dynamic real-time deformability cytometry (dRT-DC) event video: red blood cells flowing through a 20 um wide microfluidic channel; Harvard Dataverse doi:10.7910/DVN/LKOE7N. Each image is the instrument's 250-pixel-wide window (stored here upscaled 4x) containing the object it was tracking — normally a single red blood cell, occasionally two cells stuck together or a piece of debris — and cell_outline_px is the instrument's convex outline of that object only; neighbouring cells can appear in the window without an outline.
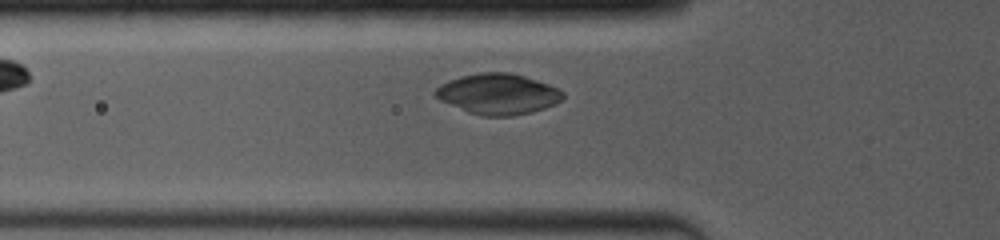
{"species": "common noctule bat (a hibernating species)", "species_latin": "Nyctalus noctula", "temperature_condition": "room temperature", "stored_images_in_passage": 5, "camera_frame_rate_fps": 4000, "um_per_image_px": 0.085, "animal": {"sex": "female", "body_mass_g": 19.0, "forearm_length_mm": 53.3}, "frame": {"image": 1, "passage_image": 2, "time_ms": 0.5, "image_size_px": [1000, 240], "cell_outline_px": [[564, 96], [560, 100], [544, 108], [532, 112], [512, 116], [480, 116], [468, 112], [440, 100], [432, 92], [440, 84], [448, 80], [460, 76], [480, 72], [508, 72], [524, 76], [560, 88], [564, 92]], "centroid_in_image_um": [42.31, 7.98], "position_along_channel_um": 83.5, "area_um2": 30.23}}
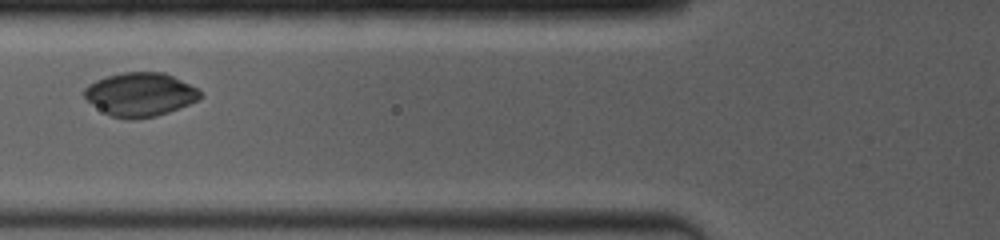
{"frame": {"image": 2, "passage_image": 4, "time_ms": 1.25, "image_size_px": [1000, 240], "cell_outline_px": [[204, 96], [188, 104], [168, 112], [156, 116], [132, 120], [128, 120], [112, 116], [104, 112], [88, 100], [84, 96], [84, 88], [88, 84], [96, 80], [108, 76], [124, 72], [164, 72], [196, 88]], "centroid_in_image_um": [11.9, 8.03], "position_along_channel_um": 113.9, "area_um2": 29.13}}